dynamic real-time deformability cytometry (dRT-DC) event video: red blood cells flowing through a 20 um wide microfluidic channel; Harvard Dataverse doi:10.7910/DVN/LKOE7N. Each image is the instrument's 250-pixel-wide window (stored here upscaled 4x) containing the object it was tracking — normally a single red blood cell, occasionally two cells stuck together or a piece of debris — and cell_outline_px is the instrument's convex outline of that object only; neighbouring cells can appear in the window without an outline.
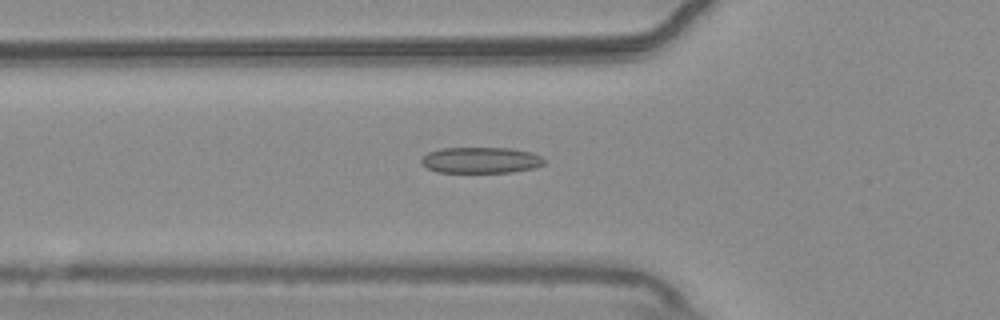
{"species": "common noctule bat (a hibernating species)", "species_latin": "Nyctalus noctula", "temperature_condition": "warm", "stored_images_in_passage": 40, "camera_frame_rate_fps": 3000, "um_per_image_px": 0.085, "animal": {"sex": "male", "body_mass_g": 20.4}, "frame": {"image": 1, "passage_image": 6, "time_ms": 1.667, "image_size_px": [1000, 320], "cell_outline_px": [[548, 160], [544, 164], [536, 168], [512, 172], [436, 172], [428, 168], [420, 160], [428, 152], [440, 148], [512, 148], [532, 152]], "centroid_in_image_um": [40.93, 13.61], "position_along_channel_um": 84.9, "area_um2": 18.79}}
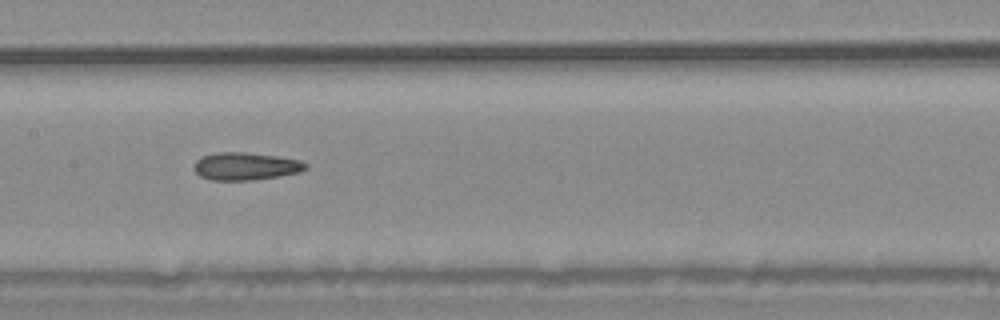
{"frame": {"image": 2, "passage_image": 14, "time_ms": 4.333, "image_size_px": [1000, 320], "cell_outline_px": [[308, 168], [300, 172], [280, 176], [252, 180], [212, 180], [200, 176], [192, 168], [196, 160], [200, 156], [216, 152], [244, 152], [276, 156], [300, 160], [308, 164]], "centroid_in_image_um": [20.86, 14.13], "position_along_channel_um": 186.5, "area_um2": 18.15}}
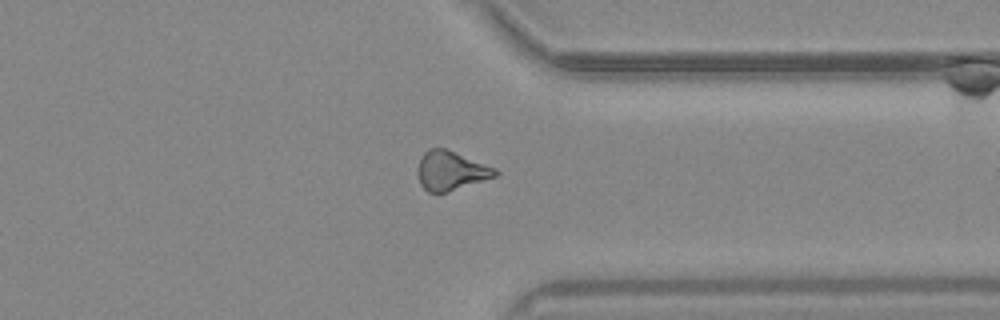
{"frame": {"image": 3, "passage_image": 29, "time_ms": 9.333, "image_size_px": [1000, 320], "cell_outline_px": [[500, 172], [496, 176], [448, 192], [428, 192], [420, 184], [416, 172], [416, 168], [424, 152], [428, 148], [444, 148], [496, 168]], "centroid_in_image_um": [38.3, 14.51], "position_along_channel_um": 373.1, "area_um2": 17.63}, "authors_computed_cell_mechanics": {"area_um2": 17.7446, "velocity_mm_per_s": 3.7689, "shape_relaxation_time_tau1_ms": null, "shape_relaxation_time_tau2_ms": 4.0614, "deformation_change_tau1": null, "deformation_change_tau2": 0.1377}}